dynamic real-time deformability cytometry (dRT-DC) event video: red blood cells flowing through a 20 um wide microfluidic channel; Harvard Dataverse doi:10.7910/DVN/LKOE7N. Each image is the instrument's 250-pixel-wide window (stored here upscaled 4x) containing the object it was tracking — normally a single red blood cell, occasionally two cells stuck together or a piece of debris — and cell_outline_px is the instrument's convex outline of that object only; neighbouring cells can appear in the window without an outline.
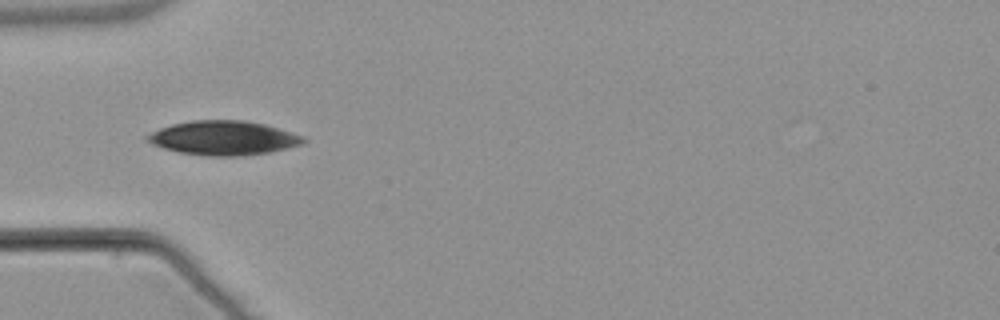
{"species": "common noctule bat (a hibernating species)", "species_latin": "Nyctalus noctula", "temperature_condition": "warm", "stored_images_in_passage": 14, "camera_frame_rate_fps": 3000, "um_per_image_px": 0.085, "animal": {"sex": "male", "body_mass_g": 21.5, "forearm_length_mm": 52.0}, "frame": {"image": 1, "passage_image": 3, "time_ms": 0.667, "image_size_px": [1000, 320], "cell_outline_px": [[308, 140], [300, 144], [268, 152], [240, 156], [208, 156], [180, 152], [164, 148], [152, 144], [144, 140], [144, 136], [160, 128], [172, 124], [192, 120], [244, 120], [264, 124], [304, 136]], "centroid_in_image_um": [18.95, 11.72], "position_along_channel_um": 66.0, "area_um2": 30.92}}
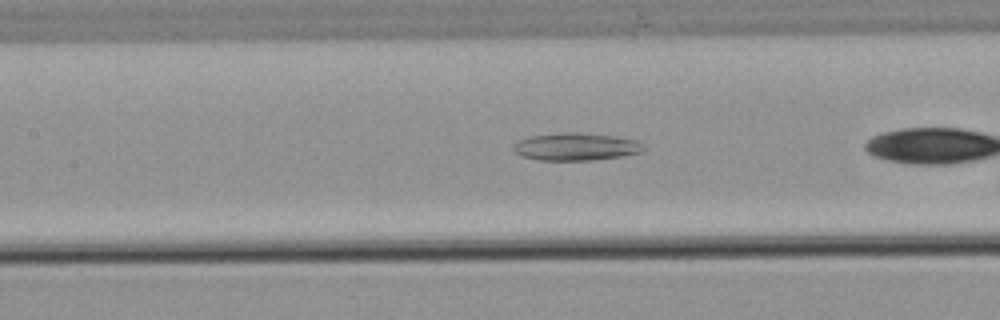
{"frame": {"image": 2, "passage_image": 8, "time_ms": 2.333, "image_size_px": [1000, 320], "cell_outline_px": [[644, 152], [624, 156], [592, 160], [540, 160], [520, 156], [512, 148], [512, 144], [516, 140], [532, 136], [560, 132], [580, 132], [612, 136], [636, 140], [644, 148]], "centroid_in_image_um": [48.91, 12.47], "position_along_channel_um": 158.5, "area_um2": 21.04}}